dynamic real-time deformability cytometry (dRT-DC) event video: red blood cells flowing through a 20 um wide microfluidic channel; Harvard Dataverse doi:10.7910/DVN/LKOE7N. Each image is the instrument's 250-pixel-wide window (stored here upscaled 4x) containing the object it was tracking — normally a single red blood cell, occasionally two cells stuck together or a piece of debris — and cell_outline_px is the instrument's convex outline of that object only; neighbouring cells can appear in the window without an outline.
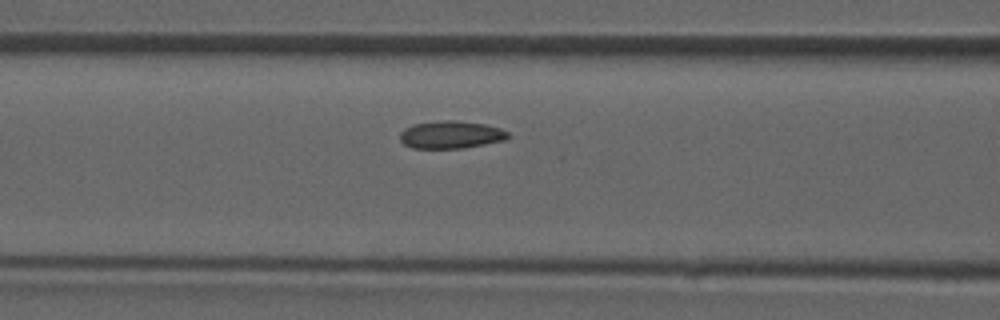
{"species": "common noctule bat (a hibernating species)", "species_latin": "Nyctalus noctula", "temperature_condition": "room temperature", "stored_images_in_passage": 35, "camera_frame_rate_fps": 3000, "um_per_image_px": 0.085, "animal": {"sex": "male", "forearm_length_mm": 52.5}, "frame": {"image": 1, "passage_image": 6, "time_ms": 1.667, "image_size_px": [1000, 320], "cell_outline_px": [[512, 136], [504, 140], [464, 148], [412, 148], [404, 144], [400, 140], [400, 132], [404, 128], [412, 124], [444, 120], [456, 120], [484, 124], [500, 128], [508, 132]], "centroid_in_image_um": [38.32, 11.44], "position_along_channel_um": 128.3, "area_um2": 17.46}}